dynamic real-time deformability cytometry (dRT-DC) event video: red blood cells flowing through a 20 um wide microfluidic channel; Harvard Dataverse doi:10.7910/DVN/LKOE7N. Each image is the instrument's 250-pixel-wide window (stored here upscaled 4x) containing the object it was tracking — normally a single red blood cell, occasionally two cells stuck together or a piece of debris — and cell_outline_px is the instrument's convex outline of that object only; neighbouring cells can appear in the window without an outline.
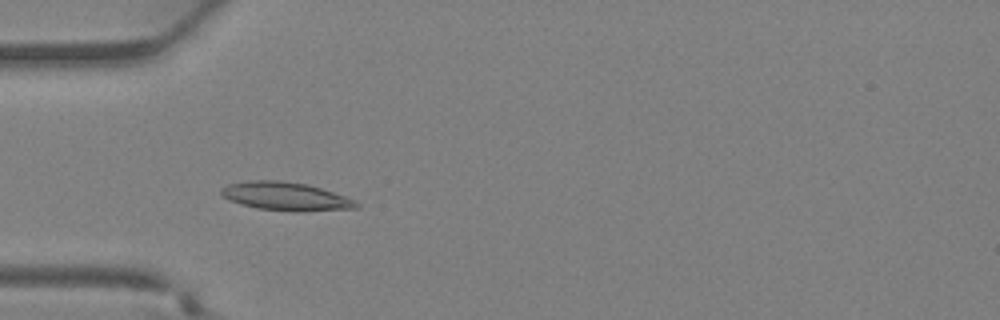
{"species": "Egyptian fruit bat (a non-hibernating species)", "species_latin": "Rousettus aegyptiacus", "temperature_condition": "warm", "stored_images_in_passage": 36, "camera_frame_rate_fps": 3000, "um_per_image_px": 0.085, "animal": {"sex": "female"}, "frame": {"image": 1, "passage_image": 11, "time_ms": 3.333, "image_size_px": [1000, 320], "cell_outline_px": [[360, 208], [300, 212], [256, 208], [240, 204], [228, 200], [220, 192], [220, 188], [228, 184], [248, 180], [280, 180], [308, 184], [356, 200], [360, 204]], "centroid_in_image_um": [24.29, 16.69], "position_along_channel_um": 60.7, "area_um2": 22.54}}
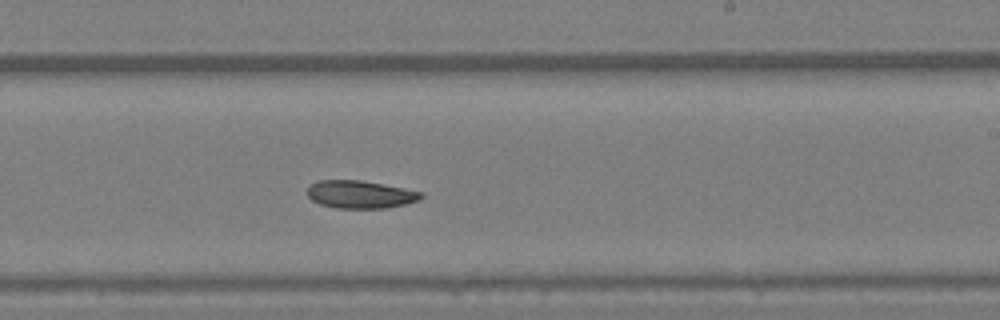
{"frame": {"image": 2, "passage_image": 22, "time_ms": 7.0, "image_size_px": [1000, 320], "cell_outline_px": [[424, 196], [420, 200], [388, 208], [336, 208], [320, 204], [312, 200], [308, 196], [308, 188], [312, 184], [320, 180], [360, 180], [384, 184], [424, 192]], "centroid_in_image_um": [30.67, 16.53], "position_along_channel_um": 258.3, "area_um2": 18.44}}
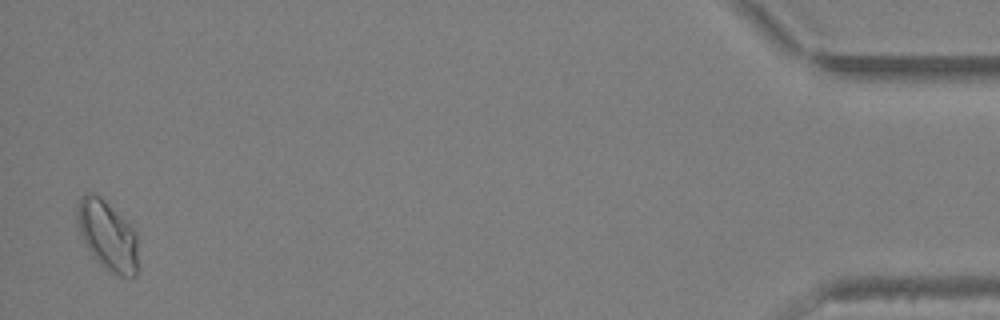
{"frame": {"image": 3, "passage_image": 36, "time_ms": 11.667, "image_size_px": [1000, 320], "cell_outline_px": [[136, 276], [120, 276], [104, 268], [96, 260], [84, 244], [76, 224], [76, 208], [80, 200], [88, 192], [92, 192], [100, 196], [136, 232]], "centroid_in_image_um": [9.08, 20.01], "position_along_channel_um": 426.1, "area_um2": 24.33}}